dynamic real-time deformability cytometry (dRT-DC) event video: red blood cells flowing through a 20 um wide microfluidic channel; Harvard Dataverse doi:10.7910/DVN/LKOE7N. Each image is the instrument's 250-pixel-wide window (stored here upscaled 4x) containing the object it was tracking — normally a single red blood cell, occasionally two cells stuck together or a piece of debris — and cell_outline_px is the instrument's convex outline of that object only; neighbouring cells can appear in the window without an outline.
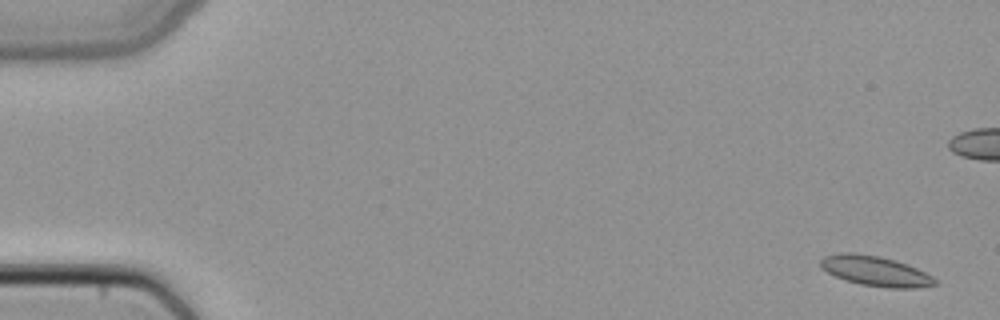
{"species": "common noctule bat (a hibernating species)", "species_latin": "Nyctalus noctula", "temperature_condition": "cold", "stored_images_in_passage": 5, "camera_frame_rate_fps": 3000, "um_per_image_px": 0.085, "animal": {"sex": "female", "body_mass_g": 22.7, "forearm_length_mm": 54.2}, "frame": {"image": 1, "passage_image": 1, "time_ms": 0.0, "image_size_px": [1000, 320], "cell_outline_px": [[940, 284], [920, 288], [888, 288], [860, 284], [836, 276], [820, 268], [820, 260], [824, 256], [840, 252], [852, 252], [880, 256], [896, 260], [916, 268], [940, 280]], "centroid_in_image_um": [74.46, 23.04], "position_along_channel_um": 10.5, "area_um2": 20.23}}